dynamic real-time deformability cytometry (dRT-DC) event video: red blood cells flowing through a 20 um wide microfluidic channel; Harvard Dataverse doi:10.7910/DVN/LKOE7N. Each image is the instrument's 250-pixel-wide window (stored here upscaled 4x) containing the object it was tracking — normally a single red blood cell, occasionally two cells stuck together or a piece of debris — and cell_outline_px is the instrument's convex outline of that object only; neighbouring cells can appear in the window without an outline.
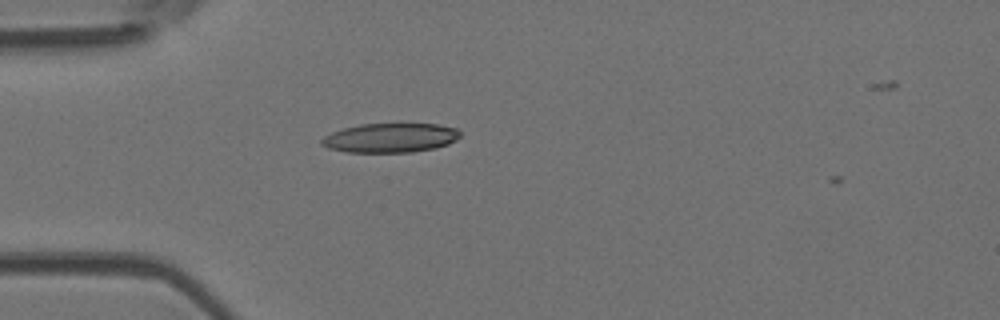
{"species": "Egyptian fruit bat (a non-hibernating species)", "species_latin": "Rousettus aegyptiacus", "temperature_condition": "room temperature", "stored_images_in_passage": 7, "camera_frame_rate_fps": 3000, "um_per_image_px": 0.085, "animal": {"sex": "female"}, "frame": {"image": 1, "passage_image": 5, "time_ms": 1.333, "image_size_px": [1000, 320], "cell_outline_px": [[460, 136], [456, 140], [448, 144], [436, 148], [412, 152], [348, 152], [328, 148], [320, 144], [320, 140], [324, 136], [332, 132], [344, 128], [360, 124], [400, 120], [436, 124], [456, 128], [460, 132]], "centroid_in_image_um": [33.2, 11.66], "position_along_channel_um": 51.8, "area_um2": 24.74}}